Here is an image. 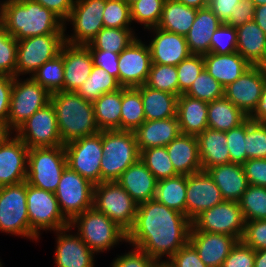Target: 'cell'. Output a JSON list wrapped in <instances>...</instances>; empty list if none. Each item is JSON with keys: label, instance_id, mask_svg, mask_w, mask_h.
<instances>
[{"label": "cell", "instance_id": "e7e4bbea", "mask_svg": "<svg viewBox=\"0 0 266 267\" xmlns=\"http://www.w3.org/2000/svg\"><path fill=\"white\" fill-rule=\"evenodd\" d=\"M40 3L43 7L52 11L57 15L64 23L68 19L75 0H34Z\"/></svg>", "mask_w": 266, "mask_h": 267}, {"label": "cell", "instance_id": "ee69618b", "mask_svg": "<svg viewBox=\"0 0 266 267\" xmlns=\"http://www.w3.org/2000/svg\"><path fill=\"white\" fill-rule=\"evenodd\" d=\"M239 205L245 221L266 219V187L249 184Z\"/></svg>", "mask_w": 266, "mask_h": 267}, {"label": "cell", "instance_id": "b9f144b4", "mask_svg": "<svg viewBox=\"0 0 266 267\" xmlns=\"http://www.w3.org/2000/svg\"><path fill=\"white\" fill-rule=\"evenodd\" d=\"M30 77L45 88L50 94L57 91H63V56L59 54L54 59L45 62Z\"/></svg>", "mask_w": 266, "mask_h": 267}, {"label": "cell", "instance_id": "94428289", "mask_svg": "<svg viewBox=\"0 0 266 267\" xmlns=\"http://www.w3.org/2000/svg\"><path fill=\"white\" fill-rule=\"evenodd\" d=\"M89 51L92 56L93 65L106 70L107 73L115 77L119 83V54L98 49H89Z\"/></svg>", "mask_w": 266, "mask_h": 267}, {"label": "cell", "instance_id": "ac0fdd59", "mask_svg": "<svg viewBox=\"0 0 266 267\" xmlns=\"http://www.w3.org/2000/svg\"><path fill=\"white\" fill-rule=\"evenodd\" d=\"M149 46L135 38L120 54L118 60L119 85L124 88L146 84L151 67Z\"/></svg>", "mask_w": 266, "mask_h": 267}, {"label": "cell", "instance_id": "f5cc1de1", "mask_svg": "<svg viewBox=\"0 0 266 267\" xmlns=\"http://www.w3.org/2000/svg\"><path fill=\"white\" fill-rule=\"evenodd\" d=\"M210 52L216 54L237 52L236 28L222 23L211 37Z\"/></svg>", "mask_w": 266, "mask_h": 267}, {"label": "cell", "instance_id": "003e7915", "mask_svg": "<svg viewBox=\"0 0 266 267\" xmlns=\"http://www.w3.org/2000/svg\"><path fill=\"white\" fill-rule=\"evenodd\" d=\"M253 122L266 123V84L254 111L248 116Z\"/></svg>", "mask_w": 266, "mask_h": 267}, {"label": "cell", "instance_id": "30bf717a", "mask_svg": "<svg viewBox=\"0 0 266 267\" xmlns=\"http://www.w3.org/2000/svg\"><path fill=\"white\" fill-rule=\"evenodd\" d=\"M27 212L32 233L39 238L41 230L57 231L69 226L60 211L55 193L26 182Z\"/></svg>", "mask_w": 266, "mask_h": 267}, {"label": "cell", "instance_id": "753ad0ef", "mask_svg": "<svg viewBox=\"0 0 266 267\" xmlns=\"http://www.w3.org/2000/svg\"><path fill=\"white\" fill-rule=\"evenodd\" d=\"M255 7L256 6H261V5H265L266 4V0H252Z\"/></svg>", "mask_w": 266, "mask_h": 267}, {"label": "cell", "instance_id": "60d3db41", "mask_svg": "<svg viewBox=\"0 0 266 267\" xmlns=\"http://www.w3.org/2000/svg\"><path fill=\"white\" fill-rule=\"evenodd\" d=\"M117 79L107 73L106 70L93 65L88 79L78 88L77 94L85 100L94 102L105 93L120 89Z\"/></svg>", "mask_w": 266, "mask_h": 267}, {"label": "cell", "instance_id": "44dd1931", "mask_svg": "<svg viewBox=\"0 0 266 267\" xmlns=\"http://www.w3.org/2000/svg\"><path fill=\"white\" fill-rule=\"evenodd\" d=\"M60 54L63 56V91L76 92L88 79L93 68V60L86 45L64 43Z\"/></svg>", "mask_w": 266, "mask_h": 267}, {"label": "cell", "instance_id": "1f68e13d", "mask_svg": "<svg viewBox=\"0 0 266 267\" xmlns=\"http://www.w3.org/2000/svg\"><path fill=\"white\" fill-rule=\"evenodd\" d=\"M202 170L231 163L226 132L206 128L197 136Z\"/></svg>", "mask_w": 266, "mask_h": 267}, {"label": "cell", "instance_id": "a7ac6f4b", "mask_svg": "<svg viewBox=\"0 0 266 267\" xmlns=\"http://www.w3.org/2000/svg\"><path fill=\"white\" fill-rule=\"evenodd\" d=\"M254 21L266 34V4L255 7Z\"/></svg>", "mask_w": 266, "mask_h": 267}, {"label": "cell", "instance_id": "6da1fadb", "mask_svg": "<svg viewBox=\"0 0 266 267\" xmlns=\"http://www.w3.org/2000/svg\"><path fill=\"white\" fill-rule=\"evenodd\" d=\"M191 226L186 215L155 199L148 200L138 204L126 243L144 251L156 262H167L189 242ZM164 255L168 259L162 260Z\"/></svg>", "mask_w": 266, "mask_h": 267}, {"label": "cell", "instance_id": "f35d334b", "mask_svg": "<svg viewBox=\"0 0 266 267\" xmlns=\"http://www.w3.org/2000/svg\"><path fill=\"white\" fill-rule=\"evenodd\" d=\"M145 121L141 92L137 87H122L120 130L134 131Z\"/></svg>", "mask_w": 266, "mask_h": 267}, {"label": "cell", "instance_id": "74e56055", "mask_svg": "<svg viewBox=\"0 0 266 267\" xmlns=\"http://www.w3.org/2000/svg\"><path fill=\"white\" fill-rule=\"evenodd\" d=\"M187 176L177 175L157 181L154 199L185 215Z\"/></svg>", "mask_w": 266, "mask_h": 267}, {"label": "cell", "instance_id": "2a66077c", "mask_svg": "<svg viewBox=\"0 0 266 267\" xmlns=\"http://www.w3.org/2000/svg\"><path fill=\"white\" fill-rule=\"evenodd\" d=\"M3 129L0 127V136L3 134Z\"/></svg>", "mask_w": 266, "mask_h": 267}, {"label": "cell", "instance_id": "d6a6232c", "mask_svg": "<svg viewBox=\"0 0 266 267\" xmlns=\"http://www.w3.org/2000/svg\"><path fill=\"white\" fill-rule=\"evenodd\" d=\"M237 52L251 65H259L266 56V34L254 20L236 28Z\"/></svg>", "mask_w": 266, "mask_h": 267}, {"label": "cell", "instance_id": "be15d7a7", "mask_svg": "<svg viewBox=\"0 0 266 267\" xmlns=\"http://www.w3.org/2000/svg\"><path fill=\"white\" fill-rule=\"evenodd\" d=\"M254 12L255 5L252 0H240L239 3H236L234 13L231 14L225 24L237 28L248 21L254 20Z\"/></svg>", "mask_w": 266, "mask_h": 267}, {"label": "cell", "instance_id": "34e18365", "mask_svg": "<svg viewBox=\"0 0 266 267\" xmlns=\"http://www.w3.org/2000/svg\"><path fill=\"white\" fill-rule=\"evenodd\" d=\"M156 267H171L167 262H157Z\"/></svg>", "mask_w": 266, "mask_h": 267}, {"label": "cell", "instance_id": "cb8c5ba5", "mask_svg": "<svg viewBox=\"0 0 266 267\" xmlns=\"http://www.w3.org/2000/svg\"><path fill=\"white\" fill-rule=\"evenodd\" d=\"M71 227L55 231L57 246L54 263L56 267H94L95 253L75 234H70ZM68 232V233H66Z\"/></svg>", "mask_w": 266, "mask_h": 267}, {"label": "cell", "instance_id": "2e32d148", "mask_svg": "<svg viewBox=\"0 0 266 267\" xmlns=\"http://www.w3.org/2000/svg\"><path fill=\"white\" fill-rule=\"evenodd\" d=\"M104 8L105 0H75L72 11L64 23L70 22L73 25L74 34H65V42L71 45L88 44L104 27Z\"/></svg>", "mask_w": 266, "mask_h": 267}, {"label": "cell", "instance_id": "6f0895ef", "mask_svg": "<svg viewBox=\"0 0 266 267\" xmlns=\"http://www.w3.org/2000/svg\"><path fill=\"white\" fill-rule=\"evenodd\" d=\"M111 267H156L157 262L144 251L134 247L128 253L117 255Z\"/></svg>", "mask_w": 266, "mask_h": 267}, {"label": "cell", "instance_id": "9c48e42d", "mask_svg": "<svg viewBox=\"0 0 266 267\" xmlns=\"http://www.w3.org/2000/svg\"><path fill=\"white\" fill-rule=\"evenodd\" d=\"M50 95L45 88L31 77L22 81L15 76L7 118V133L16 131L37 110L48 104Z\"/></svg>", "mask_w": 266, "mask_h": 267}, {"label": "cell", "instance_id": "f1b7e54d", "mask_svg": "<svg viewBox=\"0 0 266 267\" xmlns=\"http://www.w3.org/2000/svg\"><path fill=\"white\" fill-rule=\"evenodd\" d=\"M205 69L224 88L236 81L252 65L238 52L229 54L207 53L203 55Z\"/></svg>", "mask_w": 266, "mask_h": 267}, {"label": "cell", "instance_id": "7c38bea8", "mask_svg": "<svg viewBox=\"0 0 266 267\" xmlns=\"http://www.w3.org/2000/svg\"><path fill=\"white\" fill-rule=\"evenodd\" d=\"M94 184L66 166L54 192L63 216L70 222L93 207Z\"/></svg>", "mask_w": 266, "mask_h": 267}, {"label": "cell", "instance_id": "816d5d0a", "mask_svg": "<svg viewBox=\"0 0 266 267\" xmlns=\"http://www.w3.org/2000/svg\"><path fill=\"white\" fill-rule=\"evenodd\" d=\"M176 68L180 96L189 90L198 75L205 68L203 55L191 54L187 59L182 60Z\"/></svg>", "mask_w": 266, "mask_h": 267}, {"label": "cell", "instance_id": "4dcf8cb0", "mask_svg": "<svg viewBox=\"0 0 266 267\" xmlns=\"http://www.w3.org/2000/svg\"><path fill=\"white\" fill-rule=\"evenodd\" d=\"M208 102L181 94L177 101V118L181 134L198 136L206 128Z\"/></svg>", "mask_w": 266, "mask_h": 267}, {"label": "cell", "instance_id": "83f0119b", "mask_svg": "<svg viewBox=\"0 0 266 267\" xmlns=\"http://www.w3.org/2000/svg\"><path fill=\"white\" fill-rule=\"evenodd\" d=\"M206 172L219 188L225 201L239 202L249 185L241 164L216 165Z\"/></svg>", "mask_w": 266, "mask_h": 267}, {"label": "cell", "instance_id": "11a10c76", "mask_svg": "<svg viewBox=\"0 0 266 267\" xmlns=\"http://www.w3.org/2000/svg\"><path fill=\"white\" fill-rule=\"evenodd\" d=\"M241 240L254 250L266 249V219L245 221Z\"/></svg>", "mask_w": 266, "mask_h": 267}, {"label": "cell", "instance_id": "603a6c76", "mask_svg": "<svg viewBox=\"0 0 266 267\" xmlns=\"http://www.w3.org/2000/svg\"><path fill=\"white\" fill-rule=\"evenodd\" d=\"M148 30L154 36L148 44L152 63L177 66L191 55L184 35L168 32L158 27Z\"/></svg>", "mask_w": 266, "mask_h": 267}, {"label": "cell", "instance_id": "89a4df30", "mask_svg": "<svg viewBox=\"0 0 266 267\" xmlns=\"http://www.w3.org/2000/svg\"><path fill=\"white\" fill-rule=\"evenodd\" d=\"M180 3H183L184 5L188 7H192L195 9H201L208 6L209 0H177Z\"/></svg>", "mask_w": 266, "mask_h": 267}, {"label": "cell", "instance_id": "d590c367", "mask_svg": "<svg viewBox=\"0 0 266 267\" xmlns=\"http://www.w3.org/2000/svg\"><path fill=\"white\" fill-rule=\"evenodd\" d=\"M197 9L177 0H165L158 28L168 32L186 35L194 22Z\"/></svg>", "mask_w": 266, "mask_h": 267}, {"label": "cell", "instance_id": "f6af8a7d", "mask_svg": "<svg viewBox=\"0 0 266 267\" xmlns=\"http://www.w3.org/2000/svg\"><path fill=\"white\" fill-rule=\"evenodd\" d=\"M145 85L153 89L179 96L176 66L152 63Z\"/></svg>", "mask_w": 266, "mask_h": 267}, {"label": "cell", "instance_id": "8c879c8a", "mask_svg": "<svg viewBox=\"0 0 266 267\" xmlns=\"http://www.w3.org/2000/svg\"><path fill=\"white\" fill-rule=\"evenodd\" d=\"M259 67L261 68L262 72L266 76V56H265L264 60L259 64Z\"/></svg>", "mask_w": 266, "mask_h": 267}, {"label": "cell", "instance_id": "f546056e", "mask_svg": "<svg viewBox=\"0 0 266 267\" xmlns=\"http://www.w3.org/2000/svg\"><path fill=\"white\" fill-rule=\"evenodd\" d=\"M222 22L208 8L197 9L192 27L185 35L189 52L195 55L210 53V41Z\"/></svg>", "mask_w": 266, "mask_h": 267}, {"label": "cell", "instance_id": "681fc988", "mask_svg": "<svg viewBox=\"0 0 266 267\" xmlns=\"http://www.w3.org/2000/svg\"><path fill=\"white\" fill-rule=\"evenodd\" d=\"M102 19L105 28H131L130 5L125 0H105Z\"/></svg>", "mask_w": 266, "mask_h": 267}, {"label": "cell", "instance_id": "d6986e66", "mask_svg": "<svg viewBox=\"0 0 266 267\" xmlns=\"http://www.w3.org/2000/svg\"><path fill=\"white\" fill-rule=\"evenodd\" d=\"M265 84L266 76L259 65H252L224 88V97L249 116L256 108Z\"/></svg>", "mask_w": 266, "mask_h": 267}, {"label": "cell", "instance_id": "11e5206c", "mask_svg": "<svg viewBox=\"0 0 266 267\" xmlns=\"http://www.w3.org/2000/svg\"><path fill=\"white\" fill-rule=\"evenodd\" d=\"M129 5H131L133 2L137 1V0H125Z\"/></svg>", "mask_w": 266, "mask_h": 267}, {"label": "cell", "instance_id": "680465c9", "mask_svg": "<svg viewBox=\"0 0 266 267\" xmlns=\"http://www.w3.org/2000/svg\"><path fill=\"white\" fill-rule=\"evenodd\" d=\"M167 263L171 267H207L189 242L180 248Z\"/></svg>", "mask_w": 266, "mask_h": 267}, {"label": "cell", "instance_id": "5b68a950", "mask_svg": "<svg viewBox=\"0 0 266 267\" xmlns=\"http://www.w3.org/2000/svg\"><path fill=\"white\" fill-rule=\"evenodd\" d=\"M69 227L78 228L77 235L95 254L127 241V233L94 207L74 217Z\"/></svg>", "mask_w": 266, "mask_h": 267}, {"label": "cell", "instance_id": "52a82bcc", "mask_svg": "<svg viewBox=\"0 0 266 267\" xmlns=\"http://www.w3.org/2000/svg\"><path fill=\"white\" fill-rule=\"evenodd\" d=\"M93 207L127 233L135 222L138 203L116 181H109L94 185Z\"/></svg>", "mask_w": 266, "mask_h": 267}, {"label": "cell", "instance_id": "c3c4849f", "mask_svg": "<svg viewBox=\"0 0 266 267\" xmlns=\"http://www.w3.org/2000/svg\"><path fill=\"white\" fill-rule=\"evenodd\" d=\"M245 151L248 159H266V123L246 119Z\"/></svg>", "mask_w": 266, "mask_h": 267}, {"label": "cell", "instance_id": "db71d44e", "mask_svg": "<svg viewBox=\"0 0 266 267\" xmlns=\"http://www.w3.org/2000/svg\"><path fill=\"white\" fill-rule=\"evenodd\" d=\"M246 135V120L239 126L226 131L227 147L231 163L243 165L248 157L245 151L244 137Z\"/></svg>", "mask_w": 266, "mask_h": 267}, {"label": "cell", "instance_id": "8fae6325", "mask_svg": "<svg viewBox=\"0 0 266 267\" xmlns=\"http://www.w3.org/2000/svg\"><path fill=\"white\" fill-rule=\"evenodd\" d=\"M16 77L30 74L60 54L65 34H45L18 40Z\"/></svg>", "mask_w": 266, "mask_h": 267}, {"label": "cell", "instance_id": "ab89813d", "mask_svg": "<svg viewBox=\"0 0 266 267\" xmlns=\"http://www.w3.org/2000/svg\"><path fill=\"white\" fill-rule=\"evenodd\" d=\"M132 30V28L103 27L86 46L89 49L105 50L120 54L135 38H137L134 30Z\"/></svg>", "mask_w": 266, "mask_h": 267}, {"label": "cell", "instance_id": "d4e9b609", "mask_svg": "<svg viewBox=\"0 0 266 267\" xmlns=\"http://www.w3.org/2000/svg\"><path fill=\"white\" fill-rule=\"evenodd\" d=\"M138 150L167 146L180 134L177 116L160 120H145L134 131Z\"/></svg>", "mask_w": 266, "mask_h": 267}, {"label": "cell", "instance_id": "ba28073f", "mask_svg": "<svg viewBox=\"0 0 266 267\" xmlns=\"http://www.w3.org/2000/svg\"><path fill=\"white\" fill-rule=\"evenodd\" d=\"M0 231L39 240L31 231L27 212L26 181L0 187Z\"/></svg>", "mask_w": 266, "mask_h": 267}, {"label": "cell", "instance_id": "e575fe53", "mask_svg": "<svg viewBox=\"0 0 266 267\" xmlns=\"http://www.w3.org/2000/svg\"><path fill=\"white\" fill-rule=\"evenodd\" d=\"M247 118L246 114L225 97L208 102V128L226 132L239 126Z\"/></svg>", "mask_w": 266, "mask_h": 267}, {"label": "cell", "instance_id": "836d02e7", "mask_svg": "<svg viewBox=\"0 0 266 267\" xmlns=\"http://www.w3.org/2000/svg\"><path fill=\"white\" fill-rule=\"evenodd\" d=\"M141 92L145 120H160L177 116L178 95L150 88L137 87Z\"/></svg>", "mask_w": 266, "mask_h": 267}, {"label": "cell", "instance_id": "484cf974", "mask_svg": "<svg viewBox=\"0 0 266 267\" xmlns=\"http://www.w3.org/2000/svg\"><path fill=\"white\" fill-rule=\"evenodd\" d=\"M157 181L141 159L130 165L116 180L138 204L154 199Z\"/></svg>", "mask_w": 266, "mask_h": 267}, {"label": "cell", "instance_id": "91938a15", "mask_svg": "<svg viewBox=\"0 0 266 267\" xmlns=\"http://www.w3.org/2000/svg\"><path fill=\"white\" fill-rule=\"evenodd\" d=\"M14 84V77L0 75V127L7 133V118L10 109L11 91Z\"/></svg>", "mask_w": 266, "mask_h": 267}, {"label": "cell", "instance_id": "4316f807", "mask_svg": "<svg viewBox=\"0 0 266 267\" xmlns=\"http://www.w3.org/2000/svg\"><path fill=\"white\" fill-rule=\"evenodd\" d=\"M166 149L178 175L188 176L202 171L197 136L180 134Z\"/></svg>", "mask_w": 266, "mask_h": 267}, {"label": "cell", "instance_id": "7402d4cb", "mask_svg": "<svg viewBox=\"0 0 266 267\" xmlns=\"http://www.w3.org/2000/svg\"><path fill=\"white\" fill-rule=\"evenodd\" d=\"M237 241L233 236L197 231L191 226L189 243L207 267H221Z\"/></svg>", "mask_w": 266, "mask_h": 267}, {"label": "cell", "instance_id": "5bb4252c", "mask_svg": "<svg viewBox=\"0 0 266 267\" xmlns=\"http://www.w3.org/2000/svg\"><path fill=\"white\" fill-rule=\"evenodd\" d=\"M197 231L225 234L242 239L245 231V220L239 202L224 201L203 211L193 221Z\"/></svg>", "mask_w": 266, "mask_h": 267}, {"label": "cell", "instance_id": "7a4b0ae2", "mask_svg": "<svg viewBox=\"0 0 266 267\" xmlns=\"http://www.w3.org/2000/svg\"><path fill=\"white\" fill-rule=\"evenodd\" d=\"M0 21L18 40L45 34H65L64 22L34 0H3Z\"/></svg>", "mask_w": 266, "mask_h": 267}, {"label": "cell", "instance_id": "8d00e7d4", "mask_svg": "<svg viewBox=\"0 0 266 267\" xmlns=\"http://www.w3.org/2000/svg\"><path fill=\"white\" fill-rule=\"evenodd\" d=\"M122 87L105 93L93 102L99 130H120Z\"/></svg>", "mask_w": 266, "mask_h": 267}, {"label": "cell", "instance_id": "8992f818", "mask_svg": "<svg viewBox=\"0 0 266 267\" xmlns=\"http://www.w3.org/2000/svg\"><path fill=\"white\" fill-rule=\"evenodd\" d=\"M67 166L64 145L36 147L28 151L27 184L55 192Z\"/></svg>", "mask_w": 266, "mask_h": 267}, {"label": "cell", "instance_id": "277c9868", "mask_svg": "<svg viewBox=\"0 0 266 267\" xmlns=\"http://www.w3.org/2000/svg\"><path fill=\"white\" fill-rule=\"evenodd\" d=\"M101 182L116 181L140 159L133 131L102 130Z\"/></svg>", "mask_w": 266, "mask_h": 267}, {"label": "cell", "instance_id": "3957f363", "mask_svg": "<svg viewBox=\"0 0 266 267\" xmlns=\"http://www.w3.org/2000/svg\"><path fill=\"white\" fill-rule=\"evenodd\" d=\"M62 143L98 133L93 102L76 92L57 91L50 95Z\"/></svg>", "mask_w": 266, "mask_h": 267}, {"label": "cell", "instance_id": "bcb514c9", "mask_svg": "<svg viewBox=\"0 0 266 267\" xmlns=\"http://www.w3.org/2000/svg\"><path fill=\"white\" fill-rule=\"evenodd\" d=\"M165 0H137L130 5L132 22L144 25V29L157 27L162 17Z\"/></svg>", "mask_w": 266, "mask_h": 267}, {"label": "cell", "instance_id": "9a60e30c", "mask_svg": "<svg viewBox=\"0 0 266 267\" xmlns=\"http://www.w3.org/2000/svg\"><path fill=\"white\" fill-rule=\"evenodd\" d=\"M15 133L29 149L64 145L58 130L55 109L51 102L37 110Z\"/></svg>", "mask_w": 266, "mask_h": 267}, {"label": "cell", "instance_id": "7dc6e473", "mask_svg": "<svg viewBox=\"0 0 266 267\" xmlns=\"http://www.w3.org/2000/svg\"><path fill=\"white\" fill-rule=\"evenodd\" d=\"M185 95L211 102L224 97V87L204 68Z\"/></svg>", "mask_w": 266, "mask_h": 267}, {"label": "cell", "instance_id": "4fadbf2b", "mask_svg": "<svg viewBox=\"0 0 266 267\" xmlns=\"http://www.w3.org/2000/svg\"><path fill=\"white\" fill-rule=\"evenodd\" d=\"M67 166L96 185L101 182L102 130L64 145Z\"/></svg>", "mask_w": 266, "mask_h": 267}, {"label": "cell", "instance_id": "ffe728a7", "mask_svg": "<svg viewBox=\"0 0 266 267\" xmlns=\"http://www.w3.org/2000/svg\"><path fill=\"white\" fill-rule=\"evenodd\" d=\"M224 201L219 188L206 171L187 176L185 215L191 222L203 211Z\"/></svg>", "mask_w": 266, "mask_h": 267}, {"label": "cell", "instance_id": "e0dca14e", "mask_svg": "<svg viewBox=\"0 0 266 267\" xmlns=\"http://www.w3.org/2000/svg\"><path fill=\"white\" fill-rule=\"evenodd\" d=\"M12 134L0 136V187L22 183L27 177L29 148Z\"/></svg>", "mask_w": 266, "mask_h": 267}, {"label": "cell", "instance_id": "7bdbcfd3", "mask_svg": "<svg viewBox=\"0 0 266 267\" xmlns=\"http://www.w3.org/2000/svg\"><path fill=\"white\" fill-rule=\"evenodd\" d=\"M140 159L157 180L172 178L178 175L175 172L165 146L142 150L140 152Z\"/></svg>", "mask_w": 266, "mask_h": 267}, {"label": "cell", "instance_id": "6125c7cd", "mask_svg": "<svg viewBox=\"0 0 266 267\" xmlns=\"http://www.w3.org/2000/svg\"><path fill=\"white\" fill-rule=\"evenodd\" d=\"M242 166L248 184L266 187V159H248Z\"/></svg>", "mask_w": 266, "mask_h": 267}, {"label": "cell", "instance_id": "9f6ffc18", "mask_svg": "<svg viewBox=\"0 0 266 267\" xmlns=\"http://www.w3.org/2000/svg\"><path fill=\"white\" fill-rule=\"evenodd\" d=\"M254 260L255 250L239 240L233 246L221 267H254Z\"/></svg>", "mask_w": 266, "mask_h": 267}, {"label": "cell", "instance_id": "f907efd6", "mask_svg": "<svg viewBox=\"0 0 266 267\" xmlns=\"http://www.w3.org/2000/svg\"><path fill=\"white\" fill-rule=\"evenodd\" d=\"M17 39L11 36L0 21V75L16 76Z\"/></svg>", "mask_w": 266, "mask_h": 267}, {"label": "cell", "instance_id": "03108f58", "mask_svg": "<svg viewBox=\"0 0 266 267\" xmlns=\"http://www.w3.org/2000/svg\"><path fill=\"white\" fill-rule=\"evenodd\" d=\"M239 2L240 0H209L207 7L222 23H226L234 13L236 3Z\"/></svg>", "mask_w": 266, "mask_h": 267}, {"label": "cell", "instance_id": "2644e50d", "mask_svg": "<svg viewBox=\"0 0 266 267\" xmlns=\"http://www.w3.org/2000/svg\"><path fill=\"white\" fill-rule=\"evenodd\" d=\"M254 267H266V249L255 250Z\"/></svg>", "mask_w": 266, "mask_h": 267}]
</instances>
